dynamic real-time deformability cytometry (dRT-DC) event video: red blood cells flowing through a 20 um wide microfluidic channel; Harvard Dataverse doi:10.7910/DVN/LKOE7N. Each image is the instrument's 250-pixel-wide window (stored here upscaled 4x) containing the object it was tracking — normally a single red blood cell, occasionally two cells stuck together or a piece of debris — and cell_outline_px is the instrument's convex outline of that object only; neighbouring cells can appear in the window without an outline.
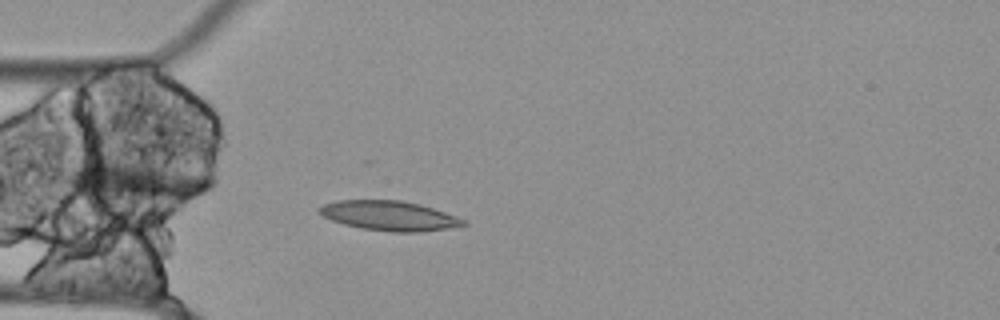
{"species": "Egyptian fruit bat (a non-hibernating species)", "species_latin": "Rousettus aegyptiacus", "temperature_condition": "cold", "stored_images_in_passage": 45, "camera_frame_rate_fps": 3000, "um_per_image_px": 0.085, "animal": {"sex": "female"}, "frame": {"image": 1, "passage_image": 5, "time_ms": 1.333, "image_size_px": [1000, 320], "cell_outline_px": [[468, 224], [448, 228], [420, 232], [392, 232], [360, 228], [344, 224], [332, 220], [316, 212], [316, 208], [324, 204], [336, 200], [400, 200], [420, 204], [468, 220]], "centroid_in_image_um": [33.07, 18.33], "position_along_channel_um": 51.9, "area_um2": 25.03}}
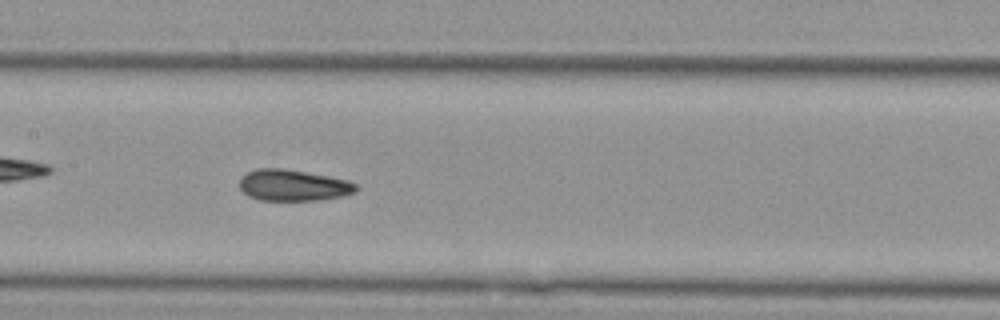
{"frame": {"image": 2, "passage_image": 16, "time_ms": 5.0, "image_size_px": [1000, 320], "cell_outline_px": [[360, 188], [356, 192], [344, 196], [320, 200], [260, 200], [248, 196], [240, 188], [240, 176], [256, 168], [284, 168], [328, 176], [348, 180], [356, 184]], "centroid_in_image_um": [24.94, 15.75], "position_along_channel_um": 182.5, "area_um2": 21.44}}
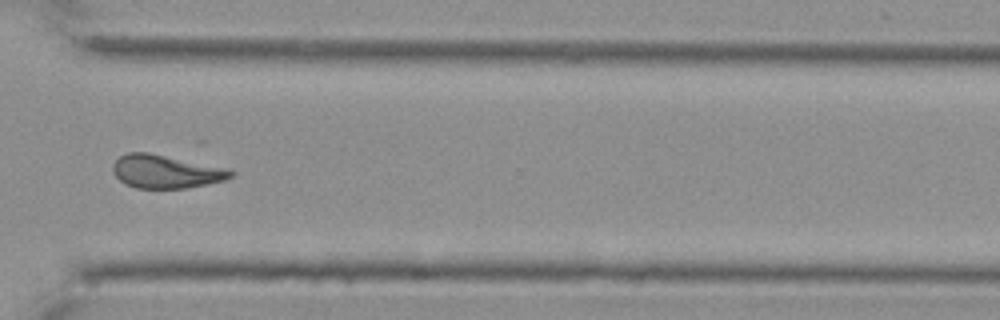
{"frame": {"image": 3, "passage_image": 31, "time_ms": 10.0, "image_size_px": [1000, 320], "cell_outline_px": [[236, 176], [224, 180], [184, 188], [136, 188], [124, 184], [112, 172], [112, 164], [120, 156], [128, 152], [148, 152], [228, 168], [236, 172]], "centroid_in_image_um": [14.1, 14.57], "position_along_channel_um": 356.5, "area_um2": 22.95}, "authors_computed_cell_mechanics": {"area_um2": 22.9466, "velocity_mm_per_s": 3.4796, "shape_relaxation_time_tau1_ms": null, "shape_relaxation_time_tau2_ms": 4.2401, "deformation_change_tau1": null, "deformation_change_tau2": 0.1074}}